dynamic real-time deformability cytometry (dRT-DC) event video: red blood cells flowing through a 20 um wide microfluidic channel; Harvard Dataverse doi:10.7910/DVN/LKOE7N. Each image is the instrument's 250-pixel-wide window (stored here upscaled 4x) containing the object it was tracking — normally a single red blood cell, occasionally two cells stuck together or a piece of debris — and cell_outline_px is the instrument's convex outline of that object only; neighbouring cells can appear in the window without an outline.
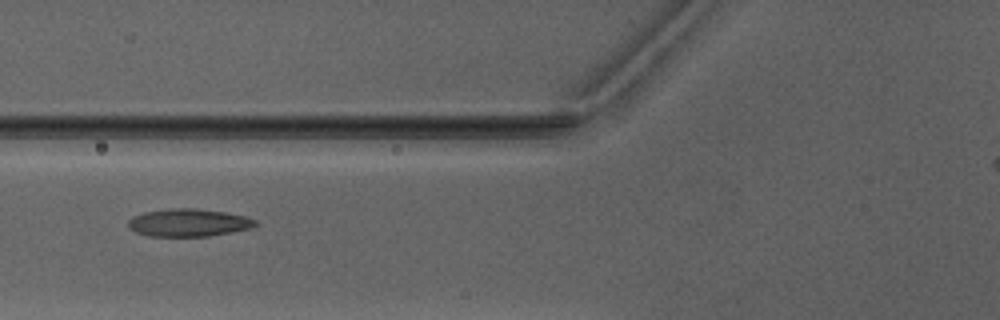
{"species": "Egyptian fruit bat (a non-hibernating species)", "species_latin": "Rousettus aegyptiacus", "temperature_condition": "warm", "stored_images_in_passage": 3, "camera_frame_rate_fps": 3000, "um_per_image_px": 0.085, "animal": {"sex": "male"}, "frame": {"image": 1, "passage_image": 2, "time_ms": 1.333, "image_size_px": [1000, 320], "cell_outline_px": [[256, 224], [252, 228], [232, 232], [208, 236], [148, 236], [136, 232], [128, 228], [128, 220], [132, 216], [144, 212], [168, 208], [196, 208], [224, 212], [244, 216], [256, 220]], "centroid_in_image_um": [15.99, 18.92], "position_along_channel_um": 109.8, "area_um2": 20.58}}
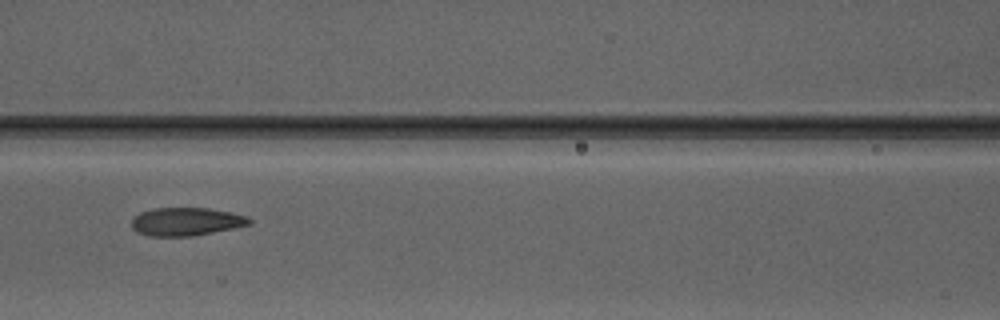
{"frame": {"image": 2, "passage_image": 3, "time_ms": 2.333, "image_size_px": [1000, 320], "cell_outline_px": [[252, 224], [192, 236], [148, 236], [136, 232], [132, 228], [132, 220], [140, 212], [152, 208], [208, 208], [232, 212], [248, 216], [252, 220]], "centroid_in_image_um": [15.83, 18.83], "position_along_channel_um": 150.8, "area_um2": 19.36}}